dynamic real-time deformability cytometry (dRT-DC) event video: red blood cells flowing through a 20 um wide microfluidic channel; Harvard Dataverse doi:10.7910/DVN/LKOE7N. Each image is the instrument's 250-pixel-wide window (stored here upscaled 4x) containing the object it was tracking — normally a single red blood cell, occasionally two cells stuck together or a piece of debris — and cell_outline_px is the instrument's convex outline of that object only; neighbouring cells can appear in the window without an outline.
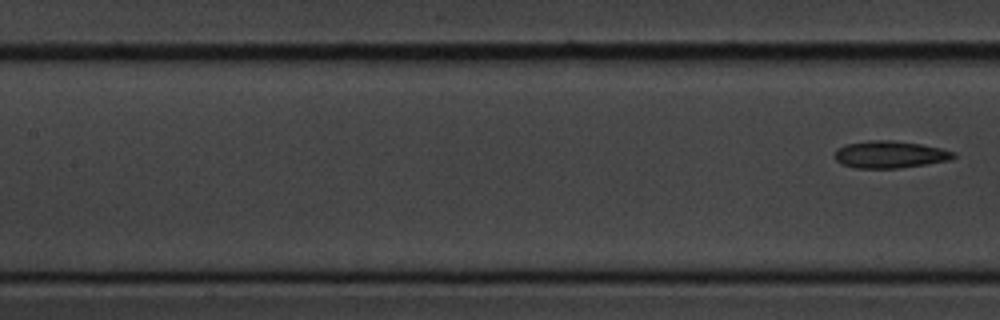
{"species": "common noctule bat (a hibernating species)", "species_latin": "Nyctalus noctula", "temperature_condition": "cold", "stored_images_in_passage": 8, "segment_of_instrument_passage": [2, 2], "camera_frame_rate_fps": 3000, "um_per_image_px": 0.085, "animal": {"sex": "male", "body_mass_g": 20.1, "forearm_length_mm": 53.5}, "frame": {"image": 1, "passage_image": 8, "time_ms": 9.0, "image_size_px": [1000, 320], "cell_outline_px": [[956, 156], [948, 160], [900, 168], [856, 168], [844, 164], [836, 160], [832, 156], [844, 144], [868, 140], [892, 140], [920, 144], [940, 148], [956, 152]], "centroid_in_image_um": [75.63, 13.12], "position_along_channel_um": 131.8, "area_um2": 18.67}}